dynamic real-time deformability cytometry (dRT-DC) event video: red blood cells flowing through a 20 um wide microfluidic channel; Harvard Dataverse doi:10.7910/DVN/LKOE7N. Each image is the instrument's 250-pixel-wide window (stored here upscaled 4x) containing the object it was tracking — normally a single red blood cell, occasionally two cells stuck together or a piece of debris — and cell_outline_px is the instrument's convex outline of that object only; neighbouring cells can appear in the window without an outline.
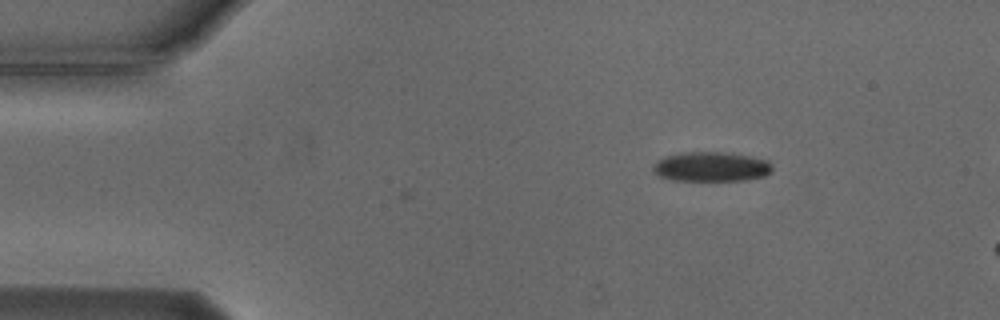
{"species": "Egyptian fruit bat (a non-hibernating species)", "species_latin": "Rousettus aegyptiacus", "temperature_condition": "cold", "stored_images_in_passage": 2, "camera_frame_rate_fps": 3000, "um_per_image_px": 0.085, "animal": {"sex": "male"}, "frame": {"image": 1, "passage_image": 2, "time_ms": 0.333, "image_size_px": [1000, 320], "cell_outline_px": [[772, 172], [764, 176], [744, 180], [672, 180], [660, 176], [652, 172], [652, 168], [656, 160], [664, 156], [684, 152], [728, 152], [752, 156], [768, 160], [772, 164]], "centroid_in_image_um": [60.45, 14.16], "position_along_channel_um": 24.5, "area_um2": 20.81}}